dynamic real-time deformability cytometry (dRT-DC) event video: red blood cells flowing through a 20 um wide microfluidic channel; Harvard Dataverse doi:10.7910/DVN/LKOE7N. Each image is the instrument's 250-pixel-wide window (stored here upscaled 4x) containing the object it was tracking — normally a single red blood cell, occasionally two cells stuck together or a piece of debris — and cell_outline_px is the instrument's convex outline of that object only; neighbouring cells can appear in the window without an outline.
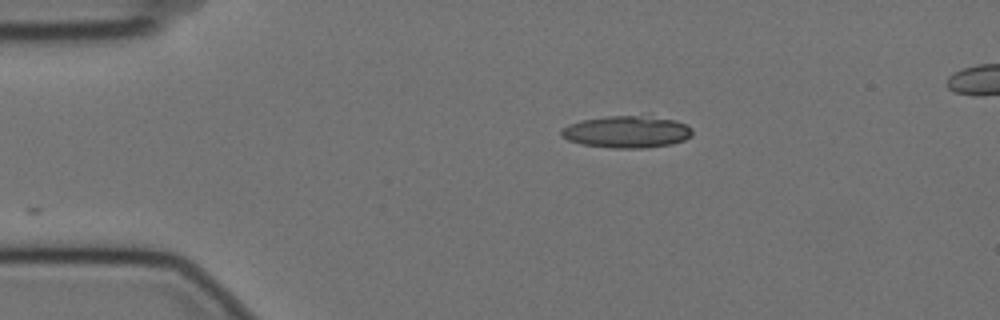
{"species": "Egyptian fruit bat (a non-hibernating species)", "species_latin": "Rousettus aegyptiacus", "temperature_condition": "cold", "stored_images_in_passage": 28, "camera_frame_rate_fps": 3000, "um_per_image_px": 0.085, "animal": {"sex": "female"}, "frame": {"image": 1, "passage_image": 1, "time_ms": 0.0, "image_size_px": [1000, 320], "cell_outline_px": [[692, 136], [684, 140], [672, 144], [640, 148], [612, 148], [584, 144], [568, 140], [560, 136], [560, 132], [568, 124], [584, 120], [608, 116], [640, 116], [676, 120], [688, 124], [692, 128]], "centroid_in_image_um": [53.31, 11.21], "position_along_channel_um": 31.7, "area_um2": 24.22}}
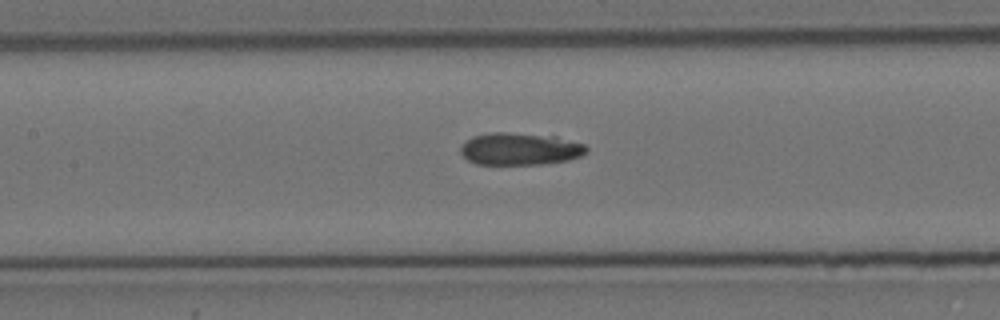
{"frame": {"image": 2, "passage_image": 16, "time_ms": 5.0, "image_size_px": [1000, 320], "cell_outline_px": [[588, 152], [580, 156], [568, 160], [540, 164], [476, 164], [468, 160], [460, 152], [460, 148], [472, 136], [492, 132], [504, 132], [556, 136], [584, 144], [588, 148]], "centroid_in_image_um": [44.21, 12.65], "position_along_channel_um": 163.2, "area_um2": 23.58}}
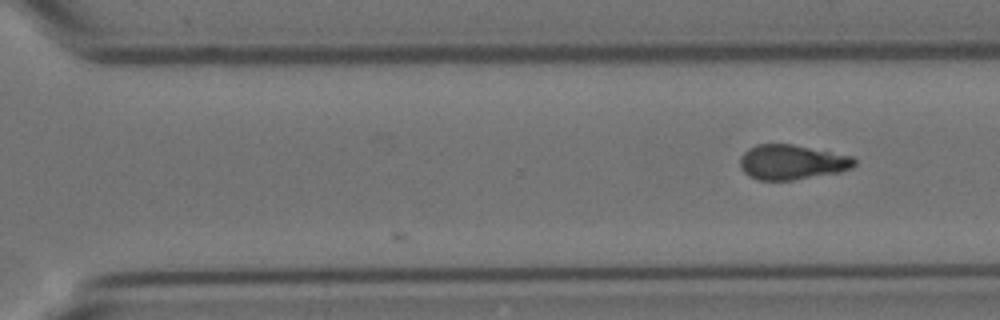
{"frame": {"image": 3, "passage_image": 28, "time_ms": 9.0, "image_size_px": [1000, 320], "cell_outline_px": [[856, 164], [852, 168], [840, 172], [792, 180], [756, 180], [748, 176], [740, 168], [740, 156], [748, 148], [756, 144], [792, 144], [852, 156], [856, 160]], "centroid_in_image_um": [67.28, 13.78], "position_along_channel_um": 303.3, "area_um2": 23.35}}